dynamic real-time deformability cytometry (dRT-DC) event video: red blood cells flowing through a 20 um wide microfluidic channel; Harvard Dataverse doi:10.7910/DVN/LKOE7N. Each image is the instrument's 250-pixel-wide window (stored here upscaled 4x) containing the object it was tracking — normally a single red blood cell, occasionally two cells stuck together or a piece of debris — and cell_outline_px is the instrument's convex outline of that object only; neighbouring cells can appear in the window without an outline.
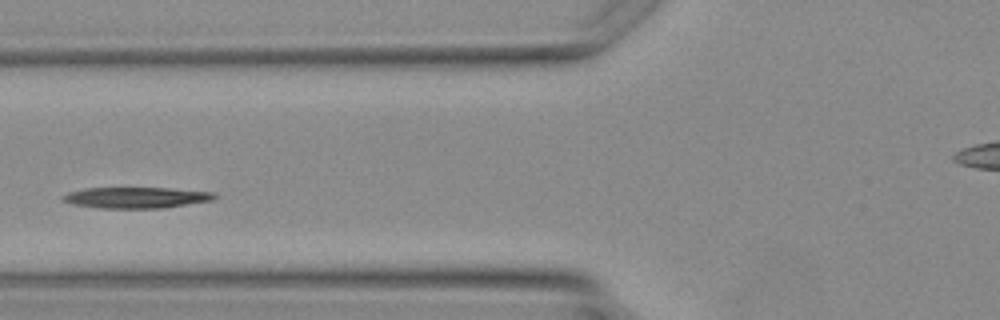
{"species": "Egyptian fruit bat (a non-hibernating species)", "species_latin": "Rousettus aegyptiacus", "temperature_condition": "warm", "stored_images_in_passage": 3, "camera_frame_rate_fps": 3000, "um_per_image_px": 0.085, "animal": {"sex": "female"}, "frame": {"image": 1, "passage_image": 3, "time_ms": 2.667, "image_size_px": [1000, 320], "cell_outline_px": [[216, 196], [212, 200], [160, 208], [100, 208], [72, 204], [60, 200], [68, 192], [84, 188], [168, 188], [212, 192]], "centroid_in_image_um": [11.51, 16.79], "position_along_channel_um": 114.3, "area_um2": 18.32}}